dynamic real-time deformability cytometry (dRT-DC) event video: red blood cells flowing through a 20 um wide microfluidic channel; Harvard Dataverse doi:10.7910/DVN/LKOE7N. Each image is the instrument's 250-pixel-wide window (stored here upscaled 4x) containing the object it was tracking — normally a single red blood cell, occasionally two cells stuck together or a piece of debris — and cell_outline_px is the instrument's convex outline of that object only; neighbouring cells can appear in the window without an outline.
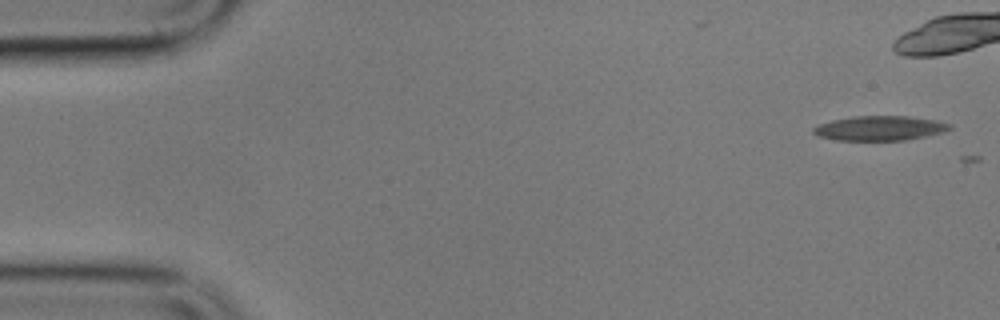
{"species": "common noctule bat (a hibernating species)", "species_latin": "Nyctalus noctula", "temperature_condition": "cold", "stored_images_in_passage": 8, "camera_frame_rate_fps": 3000, "um_per_image_px": 0.085, "animal": {"sex": "male", "body_mass_g": 17.9}, "frame": {"image": 1, "passage_image": 1, "time_ms": 0.0, "image_size_px": [1000, 320], "cell_outline_px": [[952, 128], [944, 132], [904, 140], [836, 140], [816, 136], [812, 132], [812, 128], [816, 124], [832, 120], [852, 116], [908, 116], [936, 120], [952, 124]], "centroid_in_image_um": [74.74, 10.89], "position_along_channel_um": 10.3, "area_um2": 19.71}}